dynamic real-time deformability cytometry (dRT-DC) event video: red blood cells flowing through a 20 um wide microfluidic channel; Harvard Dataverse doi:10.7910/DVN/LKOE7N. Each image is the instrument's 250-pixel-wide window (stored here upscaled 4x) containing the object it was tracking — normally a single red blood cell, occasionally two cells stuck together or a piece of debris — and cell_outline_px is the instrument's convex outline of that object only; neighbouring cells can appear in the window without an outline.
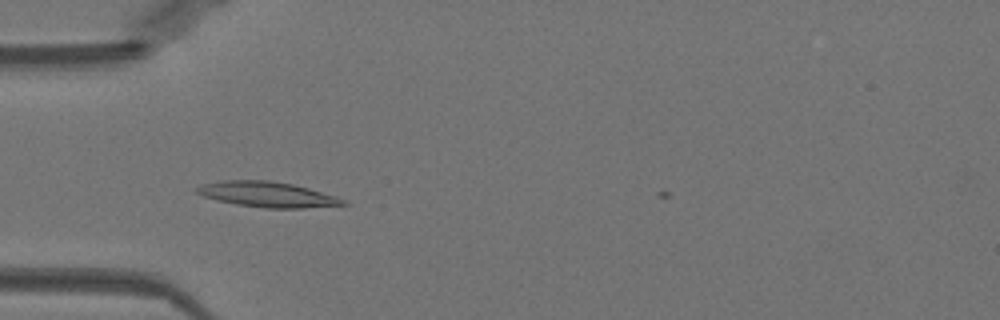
{"species": "Egyptian fruit bat (a non-hibernating species)", "species_latin": "Rousettus aegyptiacus", "temperature_condition": "warm", "stored_images_in_passage": 5, "camera_frame_rate_fps": 3000, "um_per_image_px": 0.085, "animal": {"sex": "female"}, "frame": {"image": 1, "passage_image": 1, "time_ms": 0.0, "image_size_px": [1000, 320], "cell_outline_px": [[348, 204], [304, 208], [264, 208], [236, 204], [216, 200], [192, 192], [196, 188], [204, 184], [224, 180], [268, 180], [292, 184], [308, 188], [336, 196], [348, 200]], "centroid_in_image_um": [22.73, 16.53], "position_along_channel_um": 62.3, "area_um2": 21.62}}
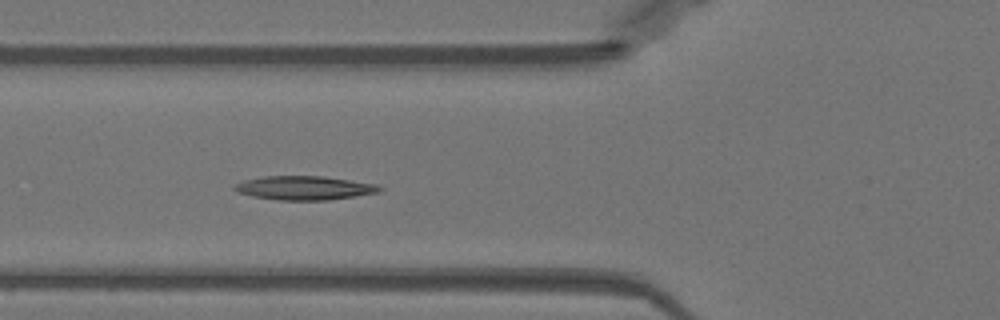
{"frame": {"image": 2, "passage_image": 4, "time_ms": 1.0, "image_size_px": [1000, 320], "cell_outline_px": [[384, 188], [380, 192], [356, 196], [328, 200], [276, 200], [252, 196], [240, 192], [232, 188], [236, 184], [244, 180], [260, 176], [324, 176], [376, 184]], "centroid_in_image_um": [25.89, 15.97], "position_along_channel_um": 99.9, "area_um2": 20.23}}